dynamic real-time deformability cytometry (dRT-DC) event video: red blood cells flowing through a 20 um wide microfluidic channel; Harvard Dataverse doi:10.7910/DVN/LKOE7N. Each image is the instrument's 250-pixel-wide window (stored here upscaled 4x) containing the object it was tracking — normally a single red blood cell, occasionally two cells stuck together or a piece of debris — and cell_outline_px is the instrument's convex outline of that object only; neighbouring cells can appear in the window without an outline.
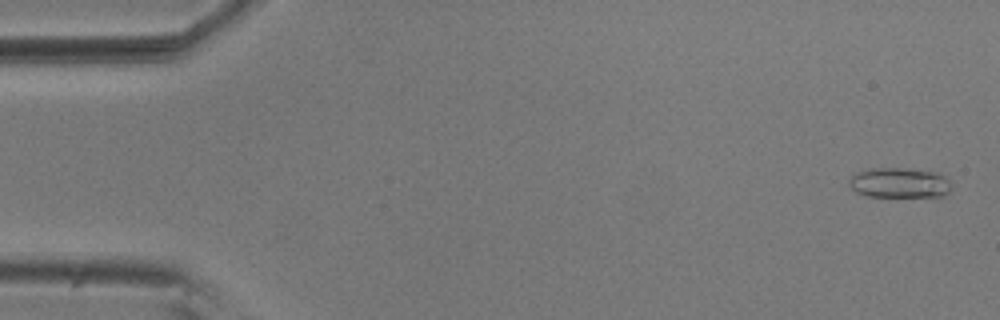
{"species": "common noctule bat (a hibernating species)", "species_latin": "Nyctalus noctula", "temperature_condition": "room temperature", "stored_images_in_passage": 55, "camera_frame_rate_fps": 3000, "um_per_image_px": 0.085, "animal": {"sex": "male", "body_mass_g": 20.5, "forearm_length_mm": 52.5}, "frame": {"image": 1, "passage_image": 2, "time_ms": 0.333, "image_size_px": [1000, 320], "cell_outline_px": [[952, 188], [944, 196], [896, 200], [868, 196], [856, 192], [848, 184], [848, 180], [856, 172], [868, 168], [908, 168], [940, 172], [948, 176], [952, 184]], "centroid_in_image_um": [76.52, 15.59], "position_along_channel_um": 8.5, "area_um2": 19.48}}
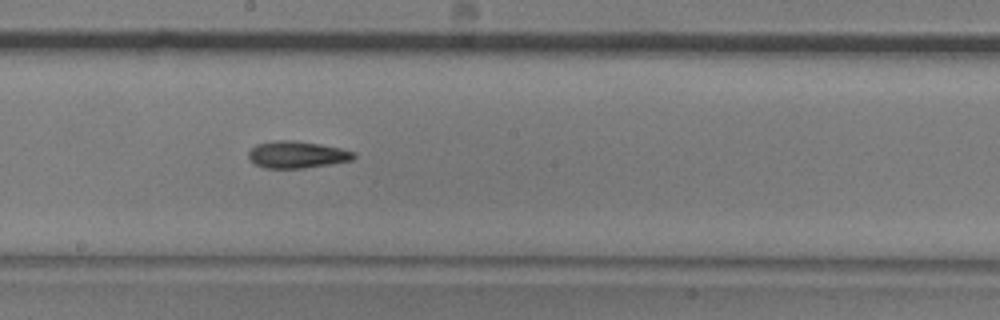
{"frame": {"image": 2, "passage_image": 30, "time_ms": 9.667, "image_size_px": [1000, 320], "cell_outline_px": [[356, 156], [352, 160], [304, 168], [264, 168], [252, 164], [248, 160], [248, 152], [256, 144], [276, 140], [296, 140], [320, 144], [340, 148], [356, 152]], "centroid_in_image_um": [25.2, 13.14], "position_along_channel_um": 223.0, "area_um2": 16.7}}
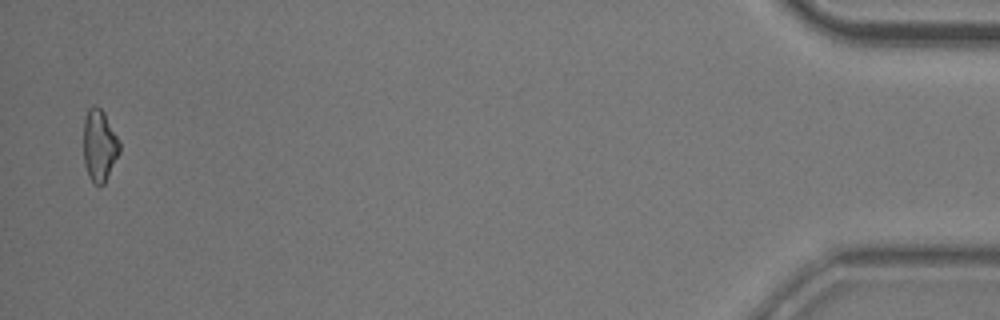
{"frame": {"image": 3, "passage_image": 54, "time_ms": 17.667, "image_size_px": [1000, 320], "cell_outline_px": [[120, 152], [104, 184], [100, 188], [88, 176], [84, 164], [84, 116], [88, 108], [96, 104], [104, 112], [120, 140]], "centroid_in_image_um": [8.45, 12.35], "position_along_channel_um": 426.7, "area_um2": 15.32}, "authors_computed_cell_mechanics": {"area_um2": 16.184, "velocity_mm_per_s": 3.6876, "shape_relaxation_time_tau1_ms": 10.2868, "shape_relaxation_time_tau2_ms": null, "deformation_change_tau1": 0.2193, "deformation_change_tau2": null}}